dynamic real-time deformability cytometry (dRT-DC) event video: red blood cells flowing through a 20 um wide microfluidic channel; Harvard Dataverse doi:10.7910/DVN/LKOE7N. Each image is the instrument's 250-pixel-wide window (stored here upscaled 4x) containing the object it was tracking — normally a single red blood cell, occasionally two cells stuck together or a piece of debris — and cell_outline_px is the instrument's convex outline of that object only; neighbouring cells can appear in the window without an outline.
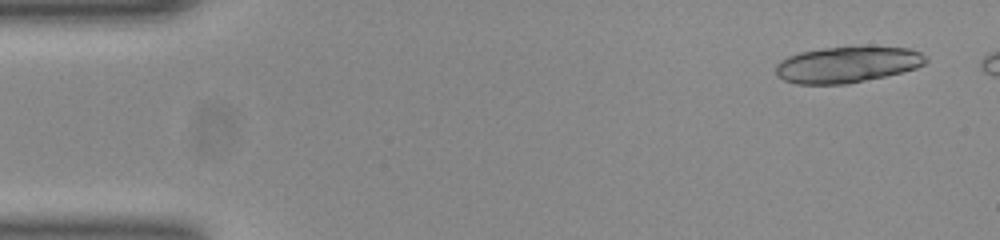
{"species": "common noctule bat (a hibernating species)", "species_latin": "Nyctalus noctula", "temperature_condition": "room temperature", "stored_images_in_passage": 17, "camera_frame_rate_fps": 3000, "um_per_image_px": 0.085, "animal": {"sex": "female", "body_mass_g": 23.0, "forearm_length_mm": 53.4}, "frame": {"image": 1, "passage_image": 3, "time_ms": 0.667, "image_size_px": [1000, 240], "cell_outline_px": [[928, 60], [924, 64], [916, 68], [884, 76], [848, 84], [796, 84], [784, 80], [776, 76], [776, 64], [780, 60], [788, 56], [800, 52], [824, 48], [908, 48], [920, 52], [928, 56]], "centroid_in_image_um": [71.98, 5.51], "position_along_channel_um": 13.0, "area_um2": 31.15}}